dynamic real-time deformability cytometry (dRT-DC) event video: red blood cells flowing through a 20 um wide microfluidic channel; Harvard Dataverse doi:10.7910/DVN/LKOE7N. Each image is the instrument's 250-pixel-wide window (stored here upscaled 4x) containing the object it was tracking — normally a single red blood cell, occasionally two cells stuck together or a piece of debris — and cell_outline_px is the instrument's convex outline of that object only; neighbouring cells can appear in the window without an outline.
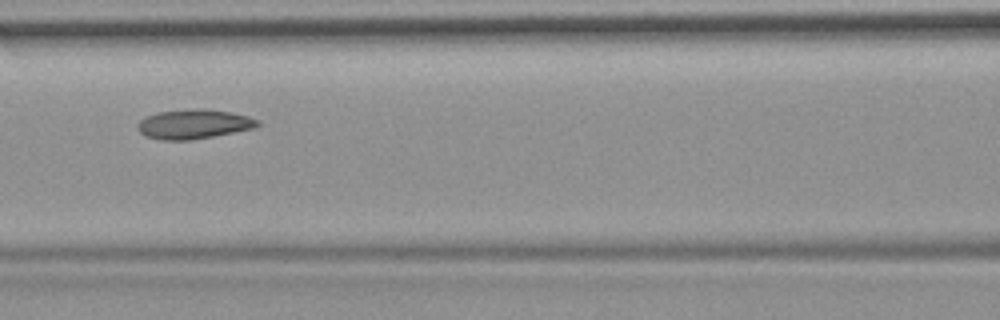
{"species": "common noctule bat (a hibernating species)", "species_latin": "Nyctalus noctula", "temperature_condition": "room temperature", "stored_images_in_passage": 9, "camera_frame_rate_fps": 3000, "um_per_image_px": 0.085, "animal": {"sex": "female", "body_mass_g": 19.9}, "frame": {"image": 1, "passage_image": 6, "time_ms": 5.667, "image_size_px": [1000, 320], "cell_outline_px": [[260, 124], [256, 128], [192, 140], [160, 140], [144, 136], [136, 128], [136, 124], [140, 120], [156, 112], [192, 108], [200, 108], [232, 112], [248, 116], [260, 120]], "centroid_in_image_um": [16.47, 10.55], "position_along_channel_um": 150.1, "area_um2": 20.92}}
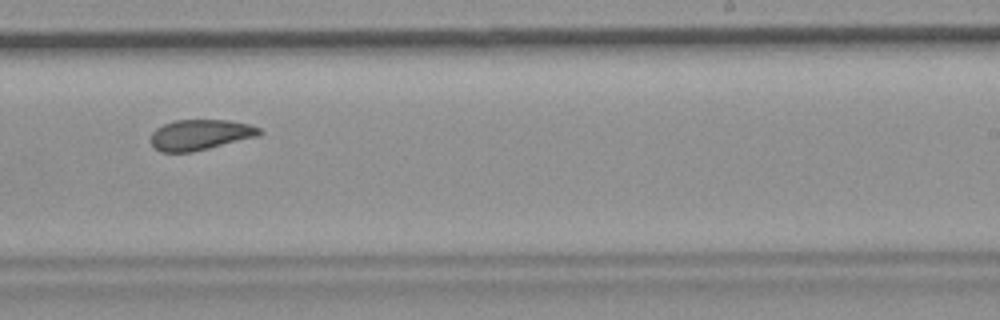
{"frame": {"image": 2, "passage_image": 9, "time_ms": 9.0, "image_size_px": [1000, 320], "cell_outline_px": [[264, 132], [260, 136], [192, 152], [160, 152], [152, 144], [152, 132], [156, 128], [164, 124], [176, 120], [228, 120], [248, 124], [260, 128]], "centroid_in_image_um": [17.06, 11.45], "position_along_channel_um": 271.9, "area_um2": 19.31}}